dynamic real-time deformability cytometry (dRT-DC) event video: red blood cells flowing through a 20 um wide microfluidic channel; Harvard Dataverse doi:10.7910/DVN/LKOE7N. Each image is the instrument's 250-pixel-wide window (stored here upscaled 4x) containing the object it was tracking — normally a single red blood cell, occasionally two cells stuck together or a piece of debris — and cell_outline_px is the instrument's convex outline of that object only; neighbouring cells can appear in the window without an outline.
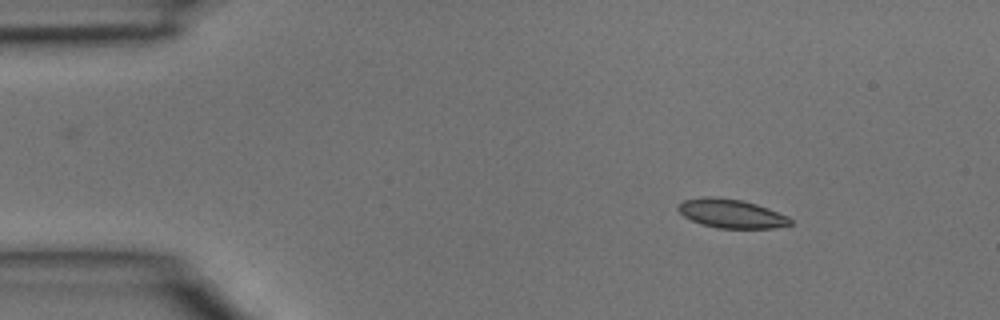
{"species": "common noctule bat (a hibernating species)", "species_latin": "Nyctalus noctula", "temperature_condition": "room temperature", "stored_images_in_passage": 2, "camera_frame_rate_fps": 3000, "um_per_image_px": 0.085, "animal": {"sex": "male", "body_mass_g": 15.6}, "frame": {"image": 1, "passage_image": 1, "time_ms": 0.0, "image_size_px": [1000, 320], "cell_outline_px": [[792, 224], [772, 228], [716, 228], [700, 224], [684, 216], [676, 208], [676, 204], [684, 200], [704, 196], [712, 196], [740, 200], [756, 204], [768, 208], [788, 216], [792, 220]], "centroid_in_image_um": [62.12, 18.15], "position_along_channel_um": 22.9, "area_um2": 18.9}}